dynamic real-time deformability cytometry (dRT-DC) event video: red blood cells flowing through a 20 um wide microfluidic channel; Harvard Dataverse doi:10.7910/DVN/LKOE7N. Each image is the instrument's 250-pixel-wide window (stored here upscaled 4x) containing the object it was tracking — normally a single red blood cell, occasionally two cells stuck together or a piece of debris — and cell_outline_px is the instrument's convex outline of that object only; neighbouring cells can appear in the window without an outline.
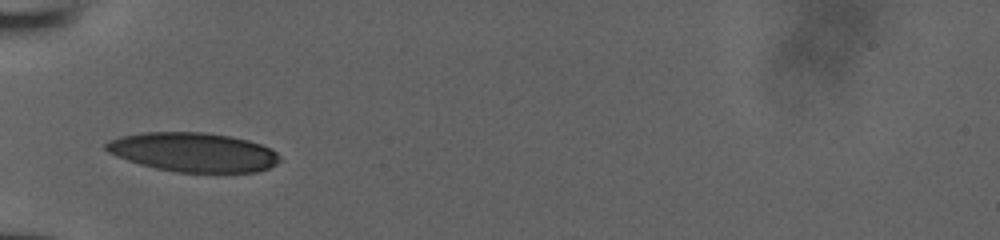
{"species": "human", "species_latin": "Homo sapiens", "temperature_condition": "room temperature", "stored_images_in_passage": 28, "camera_frame_rate_fps": 3000, "um_per_image_px": 0.085, "donor": {"sex": "male"}, "frame": {"image": 1, "passage_image": 1, "time_ms": 0.0, "image_size_px": [1000, 240], "cell_outline_px": [[280, 160], [276, 164], [268, 168], [256, 172], [176, 172], [156, 168], [140, 164], [116, 156], [108, 152], [104, 148], [104, 144], [108, 140], [120, 136], [144, 132], [204, 132], [228, 136], [248, 140], [260, 144], [276, 152], [280, 156]], "centroid_in_image_um": [16.4, 12.93], "position_along_channel_um": 68.6, "area_um2": 39.59}}
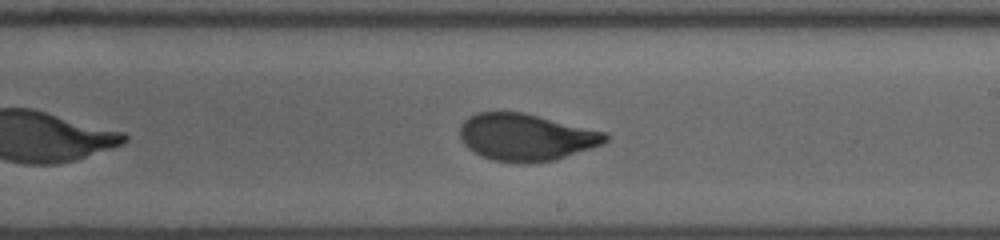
{"frame": {"image": 2, "passage_image": 14, "time_ms": 4.333, "image_size_px": [1000, 240], "cell_outline_px": [[608, 140], [604, 144], [556, 160], [524, 164], [492, 160], [468, 148], [460, 140], [460, 128], [464, 120], [480, 112], [524, 112], [604, 132], [608, 136]], "centroid_in_image_um": [44.72, 11.67], "position_along_channel_um": 244.3, "area_um2": 39.77}}
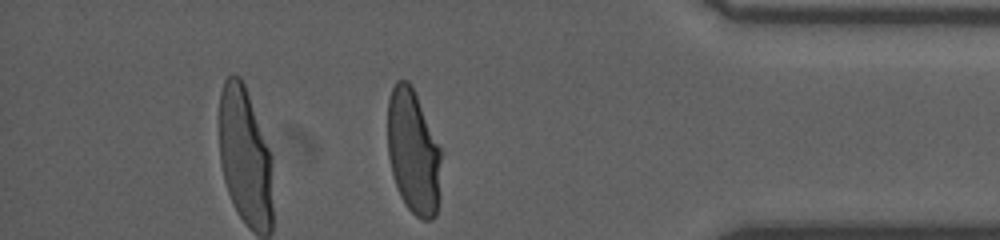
{"frame": {"image": 3, "passage_image": 27, "time_ms": 8.667, "image_size_px": [1000, 240], "cell_outline_px": [[444, 152], [440, 196], [436, 216], [432, 220], [424, 220], [416, 216], [408, 208], [400, 196], [392, 172], [388, 156], [388, 100], [392, 88], [396, 80], [408, 80]], "centroid_in_image_um": [35.18, 12.96], "position_along_channel_um": 400.0, "area_um2": 39.65}}